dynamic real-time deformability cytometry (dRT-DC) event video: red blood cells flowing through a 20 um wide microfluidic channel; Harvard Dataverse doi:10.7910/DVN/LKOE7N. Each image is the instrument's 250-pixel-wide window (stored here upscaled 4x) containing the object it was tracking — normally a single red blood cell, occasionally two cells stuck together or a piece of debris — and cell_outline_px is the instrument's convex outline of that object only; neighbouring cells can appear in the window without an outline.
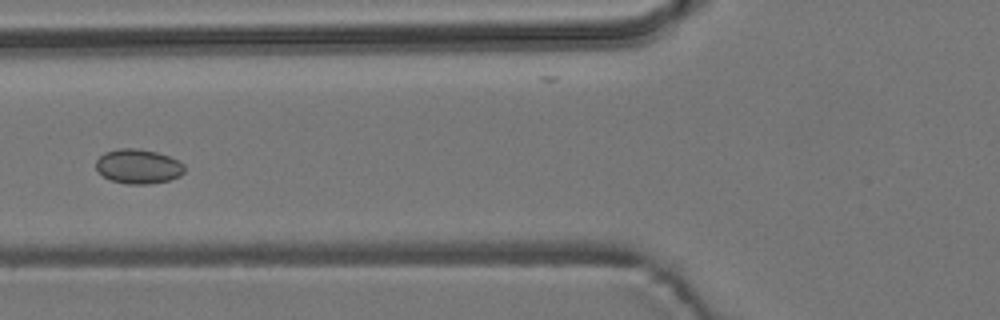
{"species": "common noctule bat (a hibernating species)", "species_latin": "Nyctalus noctula", "temperature_condition": "room temperature", "stored_images_in_passage": 6, "camera_frame_rate_fps": 3000, "um_per_image_px": 0.085, "animal": {"sex": "male", "body_mass_g": 19.2, "forearm_length_mm": 51.8}, "frame": {"image": 1, "passage_image": 6, "time_ms": 5.667, "image_size_px": [1000, 320], "cell_outline_px": [[184, 172], [180, 176], [168, 180], [148, 184], [128, 184], [112, 180], [104, 176], [96, 168], [96, 160], [104, 152], [120, 148], [136, 148], [156, 152], [168, 156], [184, 164]], "centroid_in_image_um": [11.75, 14.14], "position_along_channel_um": 114.1, "area_um2": 17.63}}